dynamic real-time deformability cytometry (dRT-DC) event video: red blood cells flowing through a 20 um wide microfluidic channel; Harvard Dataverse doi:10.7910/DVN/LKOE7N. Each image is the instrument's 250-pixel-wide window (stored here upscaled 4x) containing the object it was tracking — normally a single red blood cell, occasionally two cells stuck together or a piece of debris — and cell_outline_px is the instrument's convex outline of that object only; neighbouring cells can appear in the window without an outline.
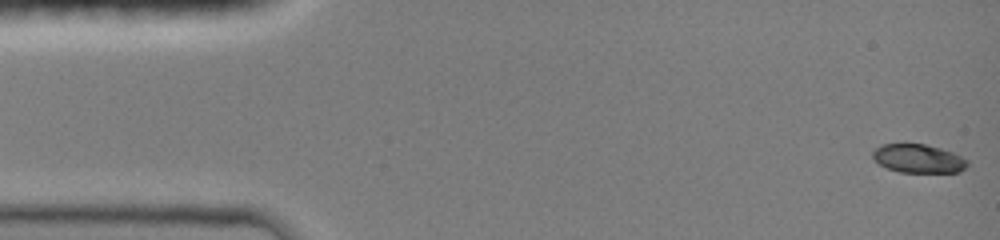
{"species": "common noctule bat (a hibernating species)", "species_latin": "Nyctalus noctula", "temperature_condition": "room temperature", "stored_images_in_passage": 63, "camera_frame_rate_fps": 3000, "um_per_image_px": 0.085, "animal": {"sex": "female", "body_mass_g": 19.0, "forearm_length_mm": 51.5}, "frame": {"image": 1, "passage_image": 1, "time_ms": 0.0, "image_size_px": [1000, 240], "cell_outline_px": [[968, 164], [960, 172], [900, 172], [888, 168], [880, 164], [872, 156], [872, 152], [876, 148], [884, 144], [924, 144], [940, 148], [952, 152], [968, 160]], "centroid_in_image_um": [78.07, 13.48], "position_along_channel_um": 6.9, "area_um2": 15.55}}
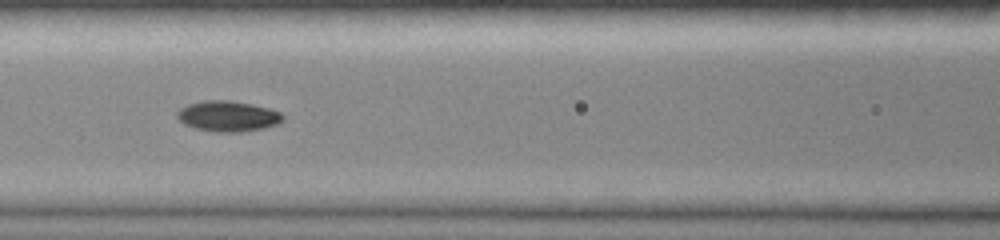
{"frame": {"image": 2, "passage_image": 35, "time_ms": 6.333, "image_size_px": [1000, 240], "cell_outline_px": [[284, 120], [276, 124], [264, 128], [240, 132], [220, 132], [196, 128], [184, 124], [176, 116], [176, 112], [180, 108], [188, 104], [204, 100], [228, 100], [252, 104], [268, 108], [280, 112], [284, 116]], "centroid_in_image_um": [19.37, 9.87], "position_along_channel_um": 147.2, "area_um2": 18.79}}
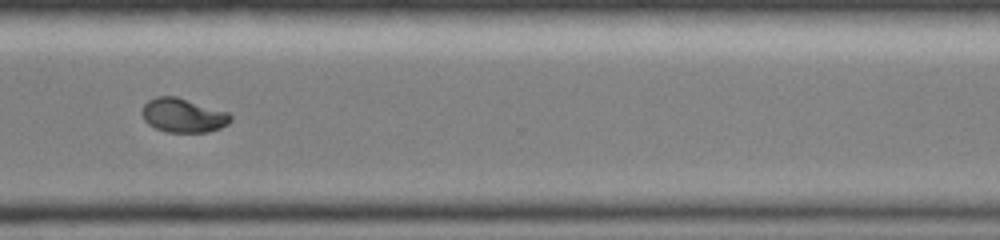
{"frame": {"image": 3, "passage_image": 62, "time_ms": 11.333, "image_size_px": [1000, 240], "cell_outline_px": [[232, 120], [228, 124], [220, 128], [208, 132], [164, 132], [148, 124], [144, 120], [140, 112], [144, 104], [148, 100], [156, 96], [176, 96], [228, 112], [232, 116]], "centroid_in_image_um": [15.55, 9.81], "position_along_channel_um": 355.1, "area_um2": 17.74}}